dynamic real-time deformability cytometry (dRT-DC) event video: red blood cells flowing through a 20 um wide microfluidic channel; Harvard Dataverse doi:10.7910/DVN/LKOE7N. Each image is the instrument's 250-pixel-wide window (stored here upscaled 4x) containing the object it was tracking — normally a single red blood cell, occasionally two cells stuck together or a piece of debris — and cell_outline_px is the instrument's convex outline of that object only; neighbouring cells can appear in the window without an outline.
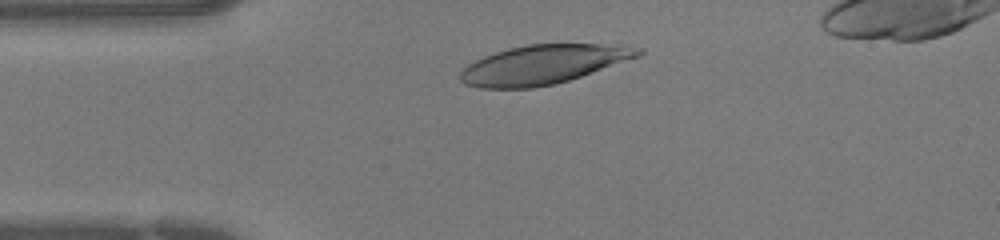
{"species": "human", "species_latin": "Homo sapiens", "temperature_condition": "warm", "stored_images_in_passage": 28, "camera_frame_rate_fps": 3000, "um_per_image_px": 0.085, "donor": {"sex": "female"}, "frame": {"image": 1, "passage_image": 1, "time_ms": 0.0, "image_size_px": [1000, 240], "cell_outline_px": [[644, 52], [640, 56], [556, 84], [532, 88], [480, 88], [464, 84], [460, 80], [460, 72], [468, 64], [484, 56], [508, 48], [528, 44], [624, 44], [644, 48]], "centroid_in_image_um": [46.2, 5.47], "position_along_channel_um": 38.8, "area_um2": 40.63}}
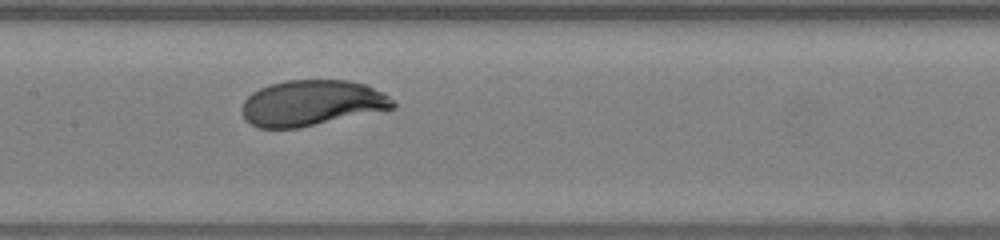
{"frame": {"image": 2, "passage_image": 12, "time_ms": 3.667, "image_size_px": [1000, 240], "cell_outline_px": [[396, 108], [300, 128], [260, 128], [252, 124], [244, 116], [240, 108], [244, 100], [252, 92], [268, 84], [288, 80], [348, 80], [368, 84], [384, 92], [396, 104]], "centroid_in_image_um": [26.53, 8.75], "position_along_channel_um": 180.9, "area_um2": 40.52}}
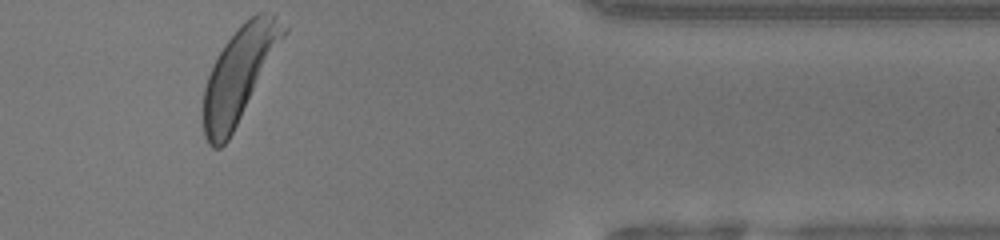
{"frame": {"image": 3, "passage_image": 28, "time_ms": 9.0, "image_size_px": [1000, 240], "cell_outline_px": [[288, 28], [228, 140], [220, 148], [212, 148], [208, 144], [204, 136], [204, 88], [212, 64], [224, 44], [256, 12], [264, 12], [272, 16]], "centroid_in_image_um": [20.27, 6.37], "position_along_channel_um": 391.1, "area_um2": 41.96}}